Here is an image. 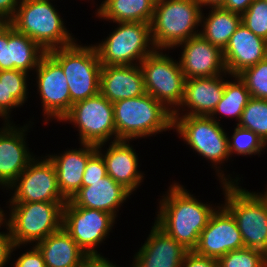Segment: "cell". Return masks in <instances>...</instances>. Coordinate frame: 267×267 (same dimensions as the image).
<instances>
[{
    "mask_svg": "<svg viewBox=\"0 0 267 267\" xmlns=\"http://www.w3.org/2000/svg\"><path fill=\"white\" fill-rule=\"evenodd\" d=\"M224 127L210 116H173V132L186 143L188 149L197 153L196 155L205 159L208 164L211 163L208 166L214 169L217 181L226 184L240 183L243 181L240 174L235 175V171L229 174L223 167L228 161H234L231 160L229 152L228 133L225 130L227 128Z\"/></svg>",
    "mask_w": 267,
    "mask_h": 267,
    "instance_id": "7a4b0ae2",
    "label": "cell"
},
{
    "mask_svg": "<svg viewBox=\"0 0 267 267\" xmlns=\"http://www.w3.org/2000/svg\"><path fill=\"white\" fill-rule=\"evenodd\" d=\"M118 220L107 212L76 206L68 200L63 206L62 227L88 256H104L100 246L110 238Z\"/></svg>",
    "mask_w": 267,
    "mask_h": 267,
    "instance_id": "7c38bea8",
    "label": "cell"
},
{
    "mask_svg": "<svg viewBox=\"0 0 267 267\" xmlns=\"http://www.w3.org/2000/svg\"><path fill=\"white\" fill-rule=\"evenodd\" d=\"M48 53L62 67L73 104L100 92L102 65L93 44L83 45L76 40L69 46L52 49Z\"/></svg>",
    "mask_w": 267,
    "mask_h": 267,
    "instance_id": "ba28073f",
    "label": "cell"
},
{
    "mask_svg": "<svg viewBox=\"0 0 267 267\" xmlns=\"http://www.w3.org/2000/svg\"><path fill=\"white\" fill-rule=\"evenodd\" d=\"M0 206H1V204H0ZM2 216H3V207L2 208L0 207V221L2 220Z\"/></svg>",
    "mask_w": 267,
    "mask_h": 267,
    "instance_id": "f6af8a7d",
    "label": "cell"
},
{
    "mask_svg": "<svg viewBox=\"0 0 267 267\" xmlns=\"http://www.w3.org/2000/svg\"><path fill=\"white\" fill-rule=\"evenodd\" d=\"M26 122L23 126L16 125V122H4L0 127V190L3 189V192L37 156L27 143L28 132L35 123L32 118Z\"/></svg>",
    "mask_w": 267,
    "mask_h": 267,
    "instance_id": "9a60e30c",
    "label": "cell"
},
{
    "mask_svg": "<svg viewBox=\"0 0 267 267\" xmlns=\"http://www.w3.org/2000/svg\"><path fill=\"white\" fill-rule=\"evenodd\" d=\"M180 267H218L216 259L188 251Z\"/></svg>",
    "mask_w": 267,
    "mask_h": 267,
    "instance_id": "f35d334b",
    "label": "cell"
},
{
    "mask_svg": "<svg viewBox=\"0 0 267 267\" xmlns=\"http://www.w3.org/2000/svg\"><path fill=\"white\" fill-rule=\"evenodd\" d=\"M202 10L223 7L225 0H197ZM205 7V8H204Z\"/></svg>",
    "mask_w": 267,
    "mask_h": 267,
    "instance_id": "ee69618b",
    "label": "cell"
},
{
    "mask_svg": "<svg viewBox=\"0 0 267 267\" xmlns=\"http://www.w3.org/2000/svg\"><path fill=\"white\" fill-rule=\"evenodd\" d=\"M100 93L111 103L144 95L140 65H102Z\"/></svg>",
    "mask_w": 267,
    "mask_h": 267,
    "instance_id": "d4e9b609",
    "label": "cell"
},
{
    "mask_svg": "<svg viewBox=\"0 0 267 267\" xmlns=\"http://www.w3.org/2000/svg\"><path fill=\"white\" fill-rule=\"evenodd\" d=\"M132 194L109 175L95 182H82L71 201L79 207L107 212L118 218L119 210Z\"/></svg>",
    "mask_w": 267,
    "mask_h": 267,
    "instance_id": "603a6c76",
    "label": "cell"
},
{
    "mask_svg": "<svg viewBox=\"0 0 267 267\" xmlns=\"http://www.w3.org/2000/svg\"><path fill=\"white\" fill-rule=\"evenodd\" d=\"M116 141H140L173 130V113L148 93L113 103Z\"/></svg>",
    "mask_w": 267,
    "mask_h": 267,
    "instance_id": "3957f363",
    "label": "cell"
},
{
    "mask_svg": "<svg viewBox=\"0 0 267 267\" xmlns=\"http://www.w3.org/2000/svg\"><path fill=\"white\" fill-rule=\"evenodd\" d=\"M101 1V0H100ZM156 0H102L96 3L95 17L109 23H151Z\"/></svg>",
    "mask_w": 267,
    "mask_h": 267,
    "instance_id": "4316f807",
    "label": "cell"
},
{
    "mask_svg": "<svg viewBox=\"0 0 267 267\" xmlns=\"http://www.w3.org/2000/svg\"><path fill=\"white\" fill-rule=\"evenodd\" d=\"M221 204L235 218L245 247L267 255V196L262 191H249L241 183H222ZM222 187V188H221Z\"/></svg>",
    "mask_w": 267,
    "mask_h": 267,
    "instance_id": "5b68a950",
    "label": "cell"
},
{
    "mask_svg": "<svg viewBox=\"0 0 267 267\" xmlns=\"http://www.w3.org/2000/svg\"><path fill=\"white\" fill-rule=\"evenodd\" d=\"M54 1L56 0H20L15 16L9 22L46 52L69 46L78 40L66 27L63 14Z\"/></svg>",
    "mask_w": 267,
    "mask_h": 267,
    "instance_id": "277c9868",
    "label": "cell"
},
{
    "mask_svg": "<svg viewBox=\"0 0 267 267\" xmlns=\"http://www.w3.org/2000/svg\"><path fill=\"white\" fill-rule=\"evenodd\" d=\"M45 53L36 42L18 32L9 22L0 26V71L16 69L32 75Z\"/></svg>",
    "mask_w": 267,
    "mask_h": 267,
    "instance_id": "d6986e66",
    "label": "cell"
},
{
    "mask_svg": "<svg viewBox=\"0 0 267 267\" xmlns=\"http://www.w3.org/2000/svg\"><path fill=\"white\" fill-rule=\"evenodd\" d=\"M131 142L134 143L129 140H117L97 145L96 149L105 161L107 175L133 195L143 184L146 174L140 171L139 153Z\"/></svg>",
    "mask_w": 267,
    "mask_h": 267,
    "instance_id": "ac0fdd59",
    "label": "cell"
},
{
    "mask_svg": "<svg viewBox=\"0 0 267 267\" xmlns=\"http://www.w3.org/2000/svg\"><path fill=\"white\" fill-rule=\"evenodd\" d=\"M82 267H122V266L117 265L114 261H110V258L108 257L92 256V257H87L84 260Z\"/></svg>",
    "mask_w": 267,
    "mask_h": 267,
    "instance_id": "60d3db41",
    "label": "cell"
},
{
    "mask_svg": "<svg viewBox=\"0 0 267 267\" xmlns=\"http://www.w3.org/2000/svg\"><path fill=\"white\" fill-rule=\"evenodd\" d=\"M168 184L167 191L158 198L154 222L187 250L193 251L201 231L221 203H205L179 181Z\"/></svg>",
    "mask_w": 267,
    "mask_h": 267,
    "instance_id": "6da1fadb",
    "label": "cell"
},
{
    "mask_svg": "<svg viewBox=\"0 0 267 267\" xmlns=\"http://www.w3.org/2000/svg\"><path fill=\"white\" fill-rule=\"evenodd\" d=\"M5 22L0 19V26L3 25Z\"/></svg>",
    "mask_w": 267,
    "mask_h": 267,
    "instance_id": "c3c4849f",
    "label": "cell"
},
{
    "mask_svg": "<svg viewBox=\"0 0 267 267\" xmlns=\"http://www.w3.org/2000/svg\"><path fill=\"white\" fill-rule=\"evenodd\" d=\"M35 246L42 253L46 267H82L88 257L63 227Z\"/></svg>",
    "mask_w": 267,
    "mask_h": 267,
    "instance_id": "484cf974",
    "label": "cell"
},
{
    "mask_svg": "<svg viewBox=\"0 0 267 267\" xmlns=\"http://www.w3.org/2000/svg\"><path fill=\"white\" fill-rule=\"evenodd\" d=\"M107 176V169L102 155L96 151L89 159L85 167L82 182H95Z\"/></svg>",
    "mask_w": 267,
    "mask_h": 267,
    "instance_id": "74e56055",
    "label": "cell"
},
{
    "mask_svg": "<svg viewBox=\"0 0 267 267\" xmlns=\"http://www.w3.org/2000/svg\"><path fill=\"white\" fill-rule=\"evenodd\" d=\"M251 95L246 84L238 75H230L225 80L224 93L221 101L216 105L210 117L218 123L221 119H234L236 125L240 121L242 112Z\"/></svg>",
    "mask_w": 267,
    "mask_h": 267,
    "instance_id": "f1b7e54d",
    "label": "cell"
},
{
    "mask_svg": "<svg viewBox=\"0 0 267 267\" xmlns=\"http://www.w3.org/2000/svg\"><path fill=\"white\" fill-rule=\"evenodd\" d=\"M204 12H207L206 9L201 14L200 34L223 51L241 24V15L222 7L210 8L208 13Z\"/></svg>",
    "mask_w": 267,
    "mask_h": 267,
    "instance_id": "83f0119b",
    "label": "cell"
},
{
    "mask_svg": "<svg viewBox=\"0 0 267 267\" xmlns=\"http://www.w3.org/2000/svg\"><path fill=\"white\" fill-rule=\"evenodd\" d=\"M25 247L22 246L26 249L25 252H19L20 254H18L16 260L13 258L10 263L11 267H46L43 255L35 245Z\"/></svg>",
    "mask_w": 267,
    "mask_h": 267,
    "instance_id": "8d00e7d4",
    "label": "cell"
},
{
    "mask_svg": "<svg viewBox=\"0 0 267 267\" xmlns=\"http://www.w3.org/2000/svg\"><path fill=\"white\" fill-rule=\"evenodd\" d=\"M254 0H225L222 8L242 15Z\"/></svg>",
    "mask_w": 267,
    "mask_h": 267,
    "instance_id": "b9f144b4",
    "label": "cell"
},
{
    "mask_svg": "<svg viewBox=\"0 0 267 267\" xmlns=\"http://www.w3.org/2000/svg\"><path fill=\"white\" fill-rule=\"evenodd\" d=\"M238 76L246 84L251 97L267 99V58L244 69Z\"/></svg>",
    "mask_w": 267,
    "mask_h": 267,
    "instance_id": "836d02e7",
    "label": "cell"
},
{
    "mask_svg": "<svg viewBox=\"0 0 267 267\" xmlns=\"http://www.w3.org/2000/svg\"><path fill=\"white\" fill-rule=\"evenodd\" d=\"M241 232L232 214L221 204L201 231L194 252L218 260L229 251L244 248Z\"/></svg>",
    "mask_w": 267,
    "mask_h": 267,
    "instance_id": "2e32d148",
    "label": "cell"
},
{
    "mask_svg": "<svg viewBox=\"0 0 267 267\" xmlns=\"http://www.w3.org/2000/svg\"><path fill=\"white\" fill-rule=\"evenodd\" d=\"M227 72L219 76L190 78L185 81L184 97L173 116H210L221 101Z\"/></svg>",
    "mask_w": 267,
    "mask_h": 267,
    "instance_id": "44dd1931",
    "label": "cell"
},
{
    "mask_svg": "<svg viewBox=\"0 0 267 267\" xmlns=\"http://www.w3.org/2000/svg\"><path fill=\"white\" fill-rule=\"evenodd\" d=\"M170 51L156 49L139 65L146 93L174 113L183 101L186 78L178 59L173 58Z\"/></svg>",
    "mask_w": 267,
    "mask_h": 267,
    "instance_id": "30bf717a",
    "label": "cell"
},
{
    "mask_svg": "<svg viewBox=\"0 0 267 267\" xmlns=\"http://www.w3.org/2000/svg\"><path fill=\"white\" fill-rule=\"evenodd\" d=\"M201 14L197 0H156L150 23L155 48L172 50L200 34Z\"/></svg>",
    "mask_w": 267,
    "mask_h": 267,
    "instance_id": "52a82bcc",
    "label": "cell"
},
{
    "mask_svg": "<svg viewBox=\"0 0 267 267\" xmlns=\"http://www.w3.org/2000/svg\"><path fill=\"white\" fill-rule=\"evenodd\" d=\"M217 262L218 267H265L267 255L260 250L244 247L229 251Z\"/></svg>",
    "mask_w": 267,
    "mask_h": 267,
    "instance_id": "d6a6232c",
    "label": "cell"
},
{
    "mask_svg": "<svg viewBox=\"0 0 267 267\" xmlns=\"http://www.w3.org/2000/svg\"><path fill=\"white\" fill-rule=\"evenodd\" d=\"M0 121L6 122L5 70L0 71Z\"/></svg>",
    "mask_w": 267,
    "mask_h": 267,
    "instance_id": "7bdbcfd3",
    "label": "cell"
},
{
    "mask_svg": "<svg viewBox=\"0 0 267 267\" xmlns=\"http://www.w3.org/2000/svg\"><path fill=\"white\" fill-rule=\"evenodd\" d=\"M61 122L74 126L79 143L97 146L116 141L113 103L100 92L74 103Z\"/></svg>",
    "mask_w": 267,
    "mask_h": 267,
    "instance_id": "8fae6325",
    "label": "cell"
},
{
    "mask_svg": "<svg viewBox=\"0 0 267 267\" xmlns=\"http://www.w3.org/2000/svg\"><path fill=\"white\" fill-rule=\"evenodd\" d=\"M175 49L181 53L178 54L177 59L186 79L219 76L227 73L223 51L212 45L201 34L179 43L172 49L171 54Z\"/></svg>",
    "mask_w": 267,
    "mask_h": 267,
    "instance_id": "e0dca14e",
    "label": "cell"
},
{
    "mask_svg": "<svg viewBox=\"0 0 267 267\" xmlns=\"http://www.w3.org/2000/svg\"><path fill=\"white\" fill-rule=\"evenodd\" d=\"M31 76H34L31 81L36 82L32 88H37L36 94L39 96L36 97L42 106V124L50 125L53 120L60 122L73 105L61 65L46 52Z\"/></svg>",
    "mask_w": 267,
    "mask_h": 267,
    "instance_id": "4fadbf2b",
    "label": "cell"
},
{
    "mask_svg": "<svg viewBox=\"0 0 267 267\" xmlns=\"http://www.w3.org/2000/svg\"><path fill=\"white\" fill-rule=\"evenodd\" d=\"M66 202L7 203L2 219L14 245H36L62 228Z\"/></svg>",
    "mask_w": 267,
    "mask_h": 267,
    "instance_id": "8992f818",
    "label": "cell"
},
{
    "mask_svg": "<svg viewBox=\"0 0 267 267\" xmlns=\"http://www.w3.org/2000/svg\"><path fill=\"white\" fill-rule=\"evenodd\" d=\"M5 193L10 196L6 203L67 202L59 190L54 164L46 155H37Z\"/></svg>",
    "mask_w": 267,
    "mask_h": 267,
    "instance_id": "5bb4252c",
    "label": "cell"
},
{
    "mask_svg": "<svg viewBox=\"0 0 267 267\" xmlns=\"http://www.w3.org/2000/svg\"><path fill=\"white\" fill-rule=\"evenodd\" d=\"M82 1H83V0H82ZM84 1H85V0H84ZM86 1H87V0H86ZM89 1L93 4V6H94L95 3H96L95 0H88V2H89Z\"/></svg>",
    "mask_w": 267,
    "mask_h": 267,
    "instance_id": "bcb514c9",
    "label": "cell"
},
{
    "mask_svg": "<svg viewBox=\"0 0 267 267\" xmlns=\"http://www.w3.org/2000/svg\"><path fill=\"white\" fill-rule=\"evenodd\" d=\"M267 185V184H266ZM266 189L264 190L263 189V192L266 194V196H267V186L265 187Z\"/></svg>",
    "mask_w": 267,
    "mask_h": 267,
    "instance_id": "7dc6e473",
    "label": "cell"
},
{
    "mask_svg": "<svg viewBox=\"0 0 267 267\" xmlns=\"http://www.w3.org/2000/svg\"><path fill=\"white\" fill-rule=\"evenodd\" d=\"M233 126L232 134L230 135V132H227L231 160L232 156L235 157L236 155L241 157L250 156V158L257 155L259 157L267 151V145L256 133L236 124Z\"/></svg>",
    "mask_w": 267,
    "mask_h": 267,
    "instance_id": "4dcf8cb0",
    "label": "cell"
},
{
    "mask_svg": "<svg viewBox=\"0 0 267 267\" xmlns=\"http://www.w3.org/2000/svg\"><path fill=\"white\" fill-rule=\"evenodd\" d=\"M1 228L5 231H1ZM18 249H22V246L13 244L9 228L2 219L0 221V267H7L11 263L12 257L15 256L14 252Z\"/></svg>",
    "mask_w": 267,
    "mask_h": 267,
    "instance_id": "d590c367",
    "label": "cell"
},
{
    "mask_svg": "<svg viewBox=\"0 0 267 267\" xmlns=\"http://www.w3.org/2000/svg\"><path fill=\"white\" fill-rule=\"evenodd\" d=\"M106 38L93 45L101 65H139L156 48L151 25L144 22H117ZM116 27V28H115Z\"/></svg>",
    "mask_w": 267,
    "mask_h": 267,
    "instance_id": "9c48e42d",
    "label": "cell"
},
{
    "mask_svg": "<svg viewBox=\"0 0 267 267\" xmlns=\"http://www.w3.org/2000/svg\"><path fill=\"white\" fill-rule=\"evenodd\" d=\"M223 58L226 71L238 75L267 58V41L241 23L223 50Z\"/></svg>",
    "mask_w": 267,
    "mask_h": 267,
    "instance_id": "cb8c5ba5",
    "label": "cell"
},
{
    "mask_svg": "<svg viewBox=\"0 0 267 267\" xmlns=\"http://www.w3.org/2000/svg\"><path fill=\"white\" fill-rule=\"evenodd\" d=\"M20 0H0V19L10 22L16 14Z\"/></svg>",
    "mask_w": 267,
    "mask_h": 267,
    "instance_id": "ab89813d",
    "label": "cell"
},
{
    "mask_svg": "<svg viewBox=\"0 0 267 267\" xmlns=\"http://www.w3.org/2000/svg\"><path fill=\"white\" fill-rule=\"evenodd\" d=\"M241 23L267 41V0H254L241 15Z\"/></svg>",
    "mask_w": 267,
    "mask_h": 267,
    "instance_id": "e575fe53",
    "label": "cell"
},
{
    "mask_svg": "<svg viewBox=\"0 0 267 267\" xmlns=\"http://www.w3.org/2000/svg\"><path fill=\"white\" fill-rule=\"evenodd\" d=\"M128 267H180L187 250L155 222Z\"/></svg>",
    "mask_w": 267,
    "mask_h": 267,
    "instance_id": "ffe728a7",
    "label": "cell"
},
{
    "mask_svg": "<svg viewBox=\"0 0 267 267\" xmlns=\"http://www.w3.org/2000/svg\"><path fill=\"white\" fill-rule=\"evenodd\" d=\"M30 77L31 75L21 70H5L6 122H14L11 117L13 110L20 109L28 103V98L32 95L29 96L32 89L29 87L33 84L29 82Z\"/></svg>",
    "mask_w": 267,
    "mask_h": 267,
    "instance_id": "f546056e",
    "label": "cell"
},
{
    "mask_svg": "<svg viewBox=\"0 0 267 267\" xmlns=\"http://www.w3.org/2000/svg\"><path fill=\"white\" fill-rule=\"evenodd\" d=\"M80 147L65 148L58 153H46L54 164L57 183L62 196L68 201L82 187V180L88 159L97 151L92 144L79 143Z\"/></svg>",
    "mask_w": 267,
    "mask_h": 267,
    "instance_id": "7402d4cb",
    "label": "cell"
},
{
    "mask_svg": "<svg viewBox=\"0 0 267 267\" xmlns=\"http://www.w3.org/2000/svg\"><path fill=\"white\" fill-rule=\"evenodd\" d=\"M237 125L253 131L267 145V99L251 97Z\"/></svg>",
    "mask_w": 267,
    "mask_h": 267,
    "instance_id": "1f68e13d",
    "label": "cell"
}]
</instances>
